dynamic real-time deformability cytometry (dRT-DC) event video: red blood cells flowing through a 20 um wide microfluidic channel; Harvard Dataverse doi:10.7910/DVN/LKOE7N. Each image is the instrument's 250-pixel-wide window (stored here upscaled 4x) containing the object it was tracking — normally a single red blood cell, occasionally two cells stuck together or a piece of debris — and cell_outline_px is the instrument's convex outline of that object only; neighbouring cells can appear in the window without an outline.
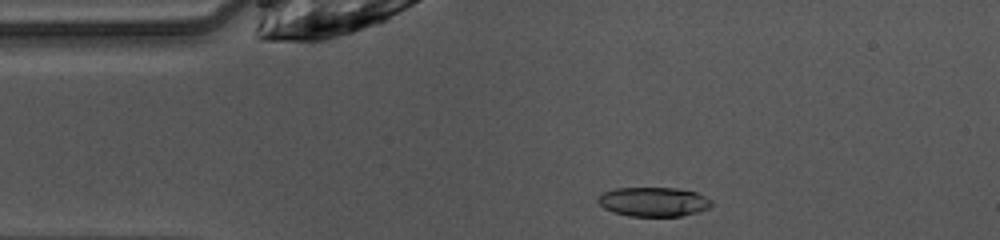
{"species": "common noctule bat (a hibernating species)", "species_latin": "Nyctalus noctula", "temperature_condition": "warm", "stored_images_in_passage": 41, "camera_frame_rate_fps": 3000, "um_per_image_px": 0.085, "animal": {"sex": "female", "body_mass_g": 10.0, "forearm_length_mm": 53.1}, "frame": {"image": 1, "passage_image": 2, "time_ms": 0.333, "image_size_px": [1000, 240], "cell_outline_px": [[712, 204], [708, 208], [700, 212], [680, 216], [628, 216], [612, 212], [604, 208], [596, 200], [596, 196], [604, 192], [616, 188], [676, 188], [696, 192], [712, 200]], "centroid_in_image_um": [55.53, 17.15], "position_along_channel_um": 29.5, "area_um2": 19.54}}
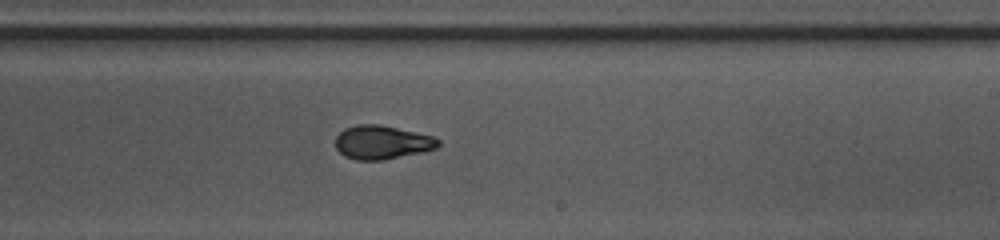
{"frame": {"image": 2, "passage_image": 21, "time_ms": 6.667, "image_size_px": [1000, 240], "cell_outline_px": [[440, 144], [436, 148], [424, 152], [384, 160], [356, 160], [344, 156], [336, 148], [336, 136], [344, 128], [356, 124], [380, 124], [436, 136], [440, 140]], "centroid_in_image_um": [32.5, 12.09], "position_along_channel_um": 256.5, "area_um2": 20.52}}
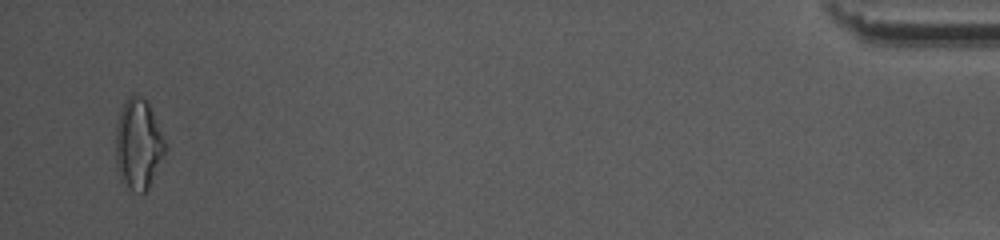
{"frame": {"image": 3, "passage_image": 40, "time_ms": 13.0, "image_size_px": [1000, 240], "cell_outline_px": [[168, 148], [148, 188], [144, 192], [132, 192], [120, 180], [116, 168], [116, 128], [120, 108], [124, 100], [128, 96], [140, 96], [148, 100]], "centroid_in_image_um": [11.75, 12.25], "position_along_channel_um": 423.4, "area_um2": 26.41}, "authors_computed_cell_mechanics": {"area_um2": 20.519, "velocity_mm_per_s": 4.0766, "shape_relaxation_time_tau1_ms": 3.4767, "shape_relaxation_time_tau2_ms": 1.3882, "deformation_change_tau1": 0.1687, "deformation_change_tau2": 0.0704}}